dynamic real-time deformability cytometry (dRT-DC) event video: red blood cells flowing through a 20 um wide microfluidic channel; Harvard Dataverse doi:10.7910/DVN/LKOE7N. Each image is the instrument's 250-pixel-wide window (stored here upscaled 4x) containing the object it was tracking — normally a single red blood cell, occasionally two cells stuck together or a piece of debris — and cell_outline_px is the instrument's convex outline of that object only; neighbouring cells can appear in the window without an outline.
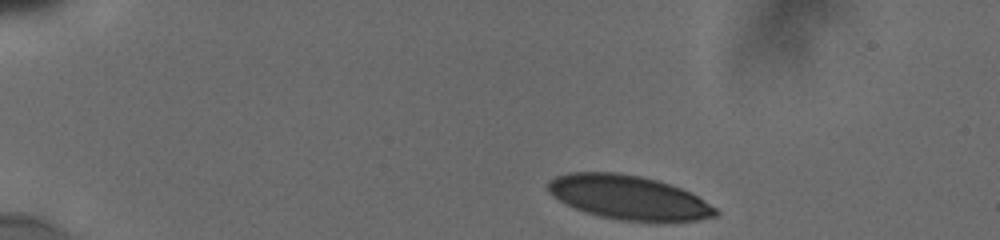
{"species": "human", "species_latin": "Homo sapiens", "temperature_condition": "cold", "stored_images_in_passage": 24, "camera_frame_rate_fps": 3000, "um_per_image_px": 0.085, "donor": {"sex": "male"}, "frame": {"image": 1, "passage_image": 1, "time_ms": 0.0, "image_size_px": [1000, 240], "cell_outline_px": [[720, 212], [716, 216], [696, 220], [620, 220], [600, 216], [584, 212], [552, 196], [548, 192], [548, 180], [556, 176], [568, 172], [616, 172], [640, 176], [656, 180], [680, 188], [696, 196], [716, 208]], "centroid_in_image_um": [53.38, 16.76], "position_along_channel_um": 31.6, "area_um2": 42.37}}
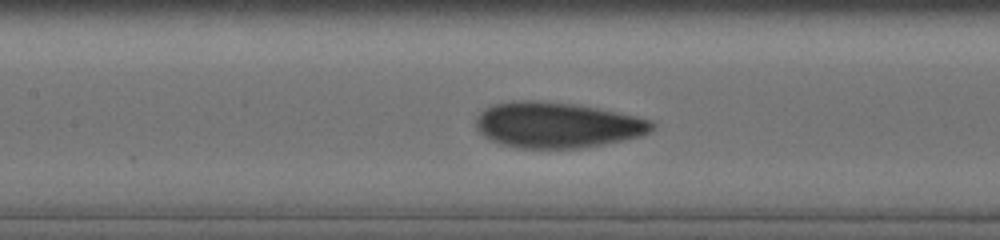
{"frame": {"image": 2, "passage_image": 15, "time_ms": 5.667, "image_size_px": [1000, 240], "cell_outline_px": [[656, 124], [648, 132], [640, 136], [624, 140], [604, 144], [580, 148], [516, 148], [500, 144], [484, 136], [476, 128], [476, 116], [484, 108], [492, 104], [512, 100], [532, 100], [572, 104], [596, 108], [636, 116], [652, 120]], "centroid_in_image_um": [47.31, 10.62], "position_along_channel_um": 160.1, "area_um2": 46.88}}
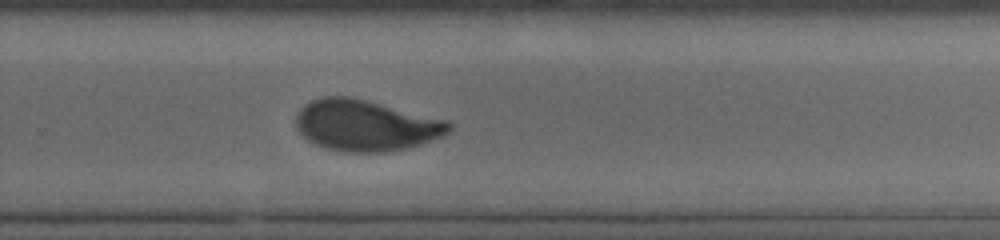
{"frame": {"image": 3, "passage_image": 24, "time_ms": 9.333, "image_size_px": [1000, 240], "cell_outline_px": [[452, 128], [444, 136], [408, 148], [384, 152], [340, 152], [316, 144], [308, 140], [296, 128], [296, 116], [300, 108], [304, 104], [312, 100], [324, 96], [344, 96], [364, 100], [448, 120], [452, 124]], "centroid_in_image_um": [31.09, 10.67], "position_along_channel_um": 298.7, "area_um2": 45.37}}